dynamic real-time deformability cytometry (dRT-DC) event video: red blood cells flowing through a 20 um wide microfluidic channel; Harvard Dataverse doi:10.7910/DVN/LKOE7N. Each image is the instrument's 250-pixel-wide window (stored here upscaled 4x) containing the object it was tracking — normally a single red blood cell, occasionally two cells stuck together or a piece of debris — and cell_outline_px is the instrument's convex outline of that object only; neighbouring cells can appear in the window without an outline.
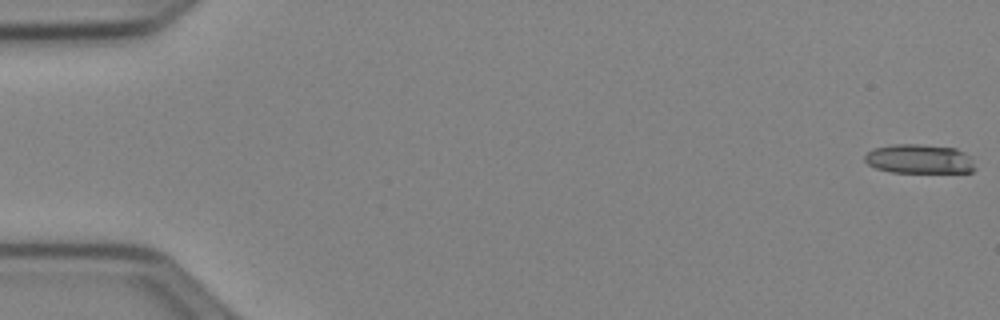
{"species": "Egyptian fruit bat (a non-hibernating species)", "species_latin": "Rousettus aegyptiacus", "temperature_condition": "cold", "stored_images_in_passage": 43, "camera_frame_rate_fps": 3000, "um_per_image_px": 0.085, "animal": {"sex": "female"}, "frame": {"image": 1, "passage_image": 1, "time_ms": 0.0, "image_size_px": [1000, 320], "cell_outline_px": [[976, 168], [972, 172], [892, 172], [876, 168], [868, 164], [864, 160], [864, 156], [872, 148], [892, 144], [920, 144], [956, 148], [964, 152], [972, 160]], "centroid_in_image_um": [78.12, 13.5], "position_along_channel_um": 6.9, "area_um2": 18.84}}
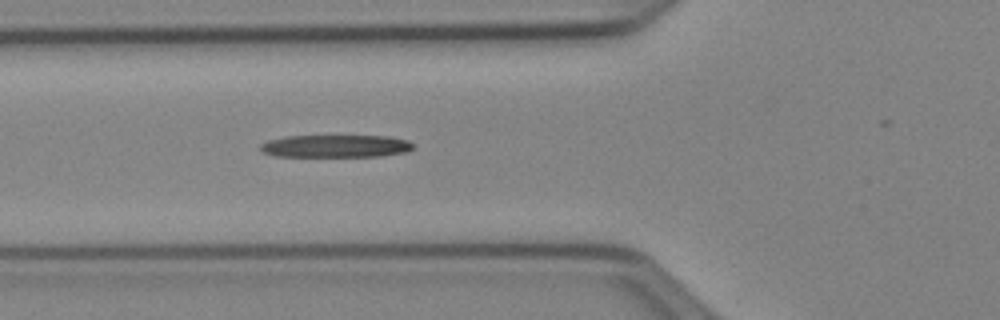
{"frame": {"image": 2, "passage_image": 20, "time_ms": 6.333, "image_size_px": [1000, 320], "cell_outline_px": [[412, 148], [408, 152], [380, 156], [272, 156], [264, 152], [260, 148], [260, 144], [268, 140], [288, 136], [392, 136], [408, 140], [412, 144]], "centroid_in_image_um": [28.55, 12.42], "position_along_channel_um": 97.3, "area_um2": 20.06}}
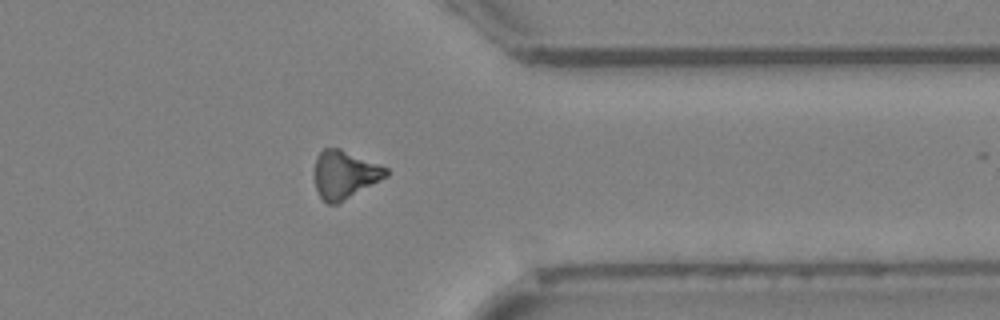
{"frame": {"image": 3, "passage_image": 42, "time_ms": 13.667, "image_size_px": [1000, 320], "cell_outline_px": [[388, 176], [336, 204], [328, 204], [320, 196], [316, 188], [316, 156], [324, 148], [340, 148], [380, 164], [388, 168]], "centroid_in_image_um": [29.32, 14.82], "position_along_channel_um": 382.1, "area_um2": 19.71}}